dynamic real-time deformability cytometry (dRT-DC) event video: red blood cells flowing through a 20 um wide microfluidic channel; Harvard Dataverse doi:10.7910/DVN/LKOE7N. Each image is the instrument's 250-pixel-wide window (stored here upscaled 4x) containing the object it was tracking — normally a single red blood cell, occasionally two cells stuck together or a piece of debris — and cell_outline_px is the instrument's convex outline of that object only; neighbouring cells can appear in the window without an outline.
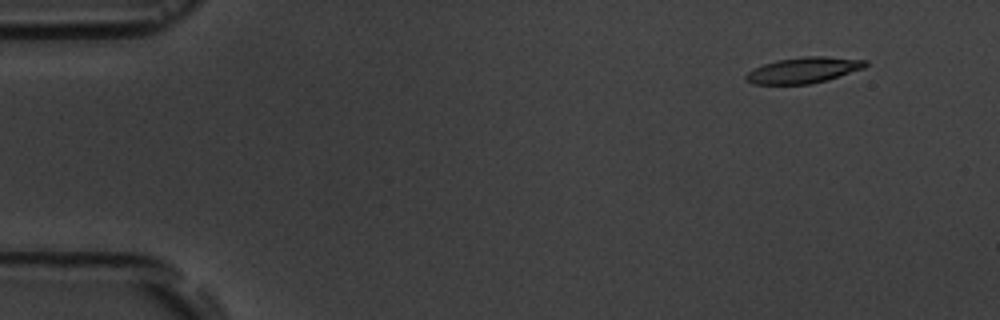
{"species": "common noctule bat (a hibernating species)", "species_latin": "Nyctalus noctula", "temperature_condition": "room temperature", "stored_images_in_passage": 6, "camera_frame_rate_fps": 3000, "um_per_image_px": 0.085, "animal": {"sex": "male", "body_mass_g": 19.5, "forearm_length_mm": 54.6}, "frame": {"image": 1, "passage_image": 2, "time_ms": 1.333, "image_size_px": [1000, 320], "cell_outline_px": [[868, 64], [864, 68], [828, 80], [812, 84], [752, 84], [744, 80], [744, 76], [748, 72], [764, 64], [776, 60], [804, 56], [824, 56], [868, 60]], "centroid_in_image_um": [68.31, 5.97], "position_along_channel_um": 16.7, "area_um2": 18.15}}
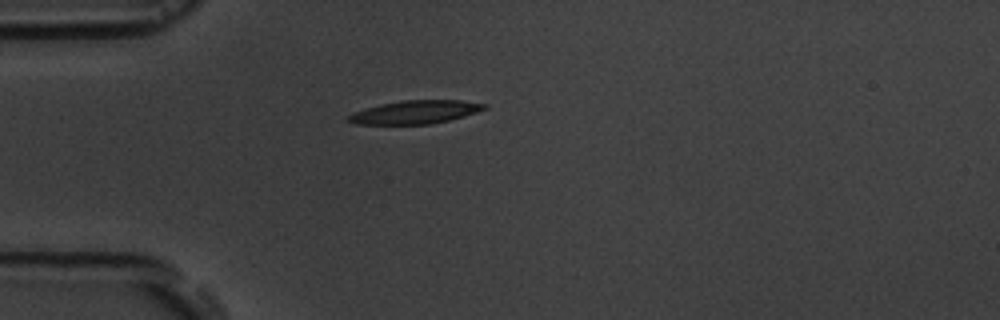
{"frame": {"image": 2, "passage_image": 5, "time_ms": 4.667, "image_size_px": [1000, 320], "cell_outline_px": [[488, 108], [464, 116], [448, 120], [428, 124], [356, 124], [344, 120], [352, 112], [380, 104], [404, 100], [460, 100], [488, 104]], "centroid_in_image_um": [35.27, 9.52], "position_along_channel_um": 49.7, "area_um2": 18.44}}